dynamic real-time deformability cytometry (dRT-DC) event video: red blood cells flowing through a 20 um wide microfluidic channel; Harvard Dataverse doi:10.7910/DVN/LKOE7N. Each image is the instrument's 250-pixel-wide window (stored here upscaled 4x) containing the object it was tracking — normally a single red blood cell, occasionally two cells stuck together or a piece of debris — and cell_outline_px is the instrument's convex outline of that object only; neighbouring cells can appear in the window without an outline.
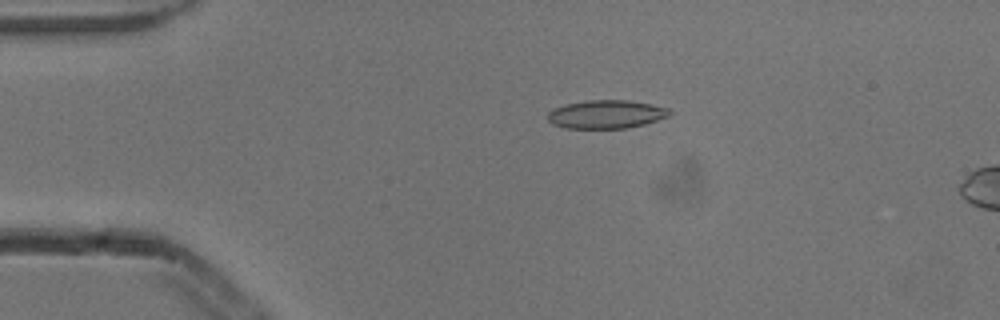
{"species": "common noctule bat (a hibernating species)", "species_latin": "Nyctalus noctula", "temperature_condition": "cold", "stored_images_in_passage": 3, "segment_of_instrument_passage": [1, 2], "camera_frame_rate_fps": 3000, "um_per_image_px": 0.085, "animal": {"sex": "male", "body_mass_g": 13.3}, "frame": {"image": 1, "passage_image": 1, "time_ms": 0.0, "image_size_px": [1000, 320], "cell_outline_px": [[672, 112], [668, 116], [644, 124], [628, 128], [564, 128], [552, 124], [548, 120], [548, 112], [552, 108], [568, 104], [588, 100], [628, 100], [652, 104], [668, 108]], "centroid_in_image_um": [51.51, 9.71], "position_along_channel_um": 33.5, "area_um2": 20.11}}